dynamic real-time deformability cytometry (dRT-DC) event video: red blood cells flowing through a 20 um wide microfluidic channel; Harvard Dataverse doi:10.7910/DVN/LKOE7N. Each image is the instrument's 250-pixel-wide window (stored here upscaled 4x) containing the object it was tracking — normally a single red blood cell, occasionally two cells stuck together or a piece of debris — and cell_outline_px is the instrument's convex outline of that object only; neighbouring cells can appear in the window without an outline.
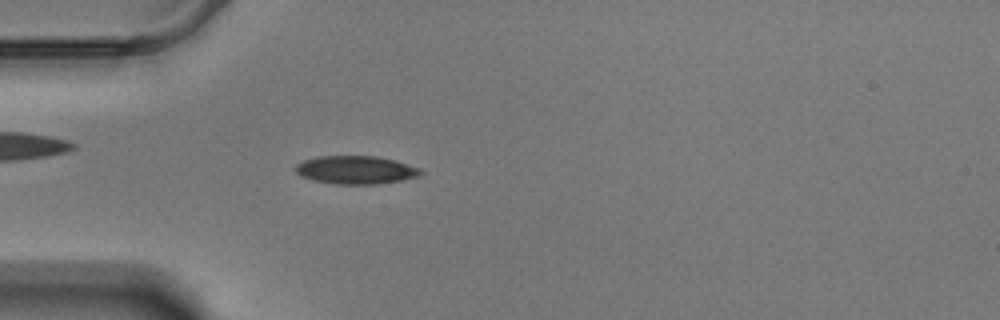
{"species": "Egyptian fruit bat (a non-hibernating species)", "species_latin": "Rousettus aegyptiacus", "temperature_condition": "warm", "stored_images_in_passage": 58, "camera_frame_rate_fps": 3000, "um_per_image_px": 0.085, "animal": {"sex": "male"}, "frame": {"image": 1, "passage_image": 17, "time_ms": 5.333, "image_size_px": [1000, 320], "cell_outline_px": [[424, 172], [416, 176], [400, 180], [376, 184], [336, 184], [312, 180], [300, 176], [296, 172], [296, 164], [304, 160], [316, 156], [376, 156], [396, 160], [420, 168]], "centroid_in_image_um": [30.22, 14.43], "position_along_channel_um": 54.8, "area_um2": 20.52}}
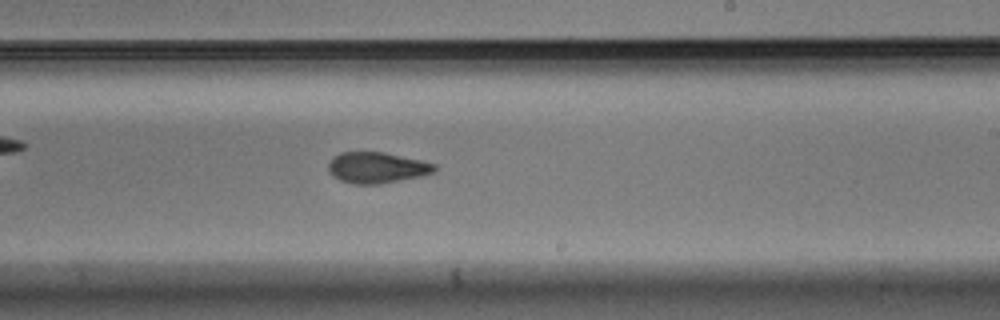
{"frame": {"image": 2, "passage_image": 35, "time_ms": 11.333, "image_size_px": [1000, 320], "cell_outline_px": [[436, 172], [424, 176], [380, 184], [352, 184], [340, 180], [332, 176], [328, 172], [328, 164], [332, 156], [340, 152], [384, 152], [424, 160], [436, 164]], "centroid_in_image_um": [32.05, 14.25], "position_along_channel_um": 256.9, "area_um2": 19.65}}
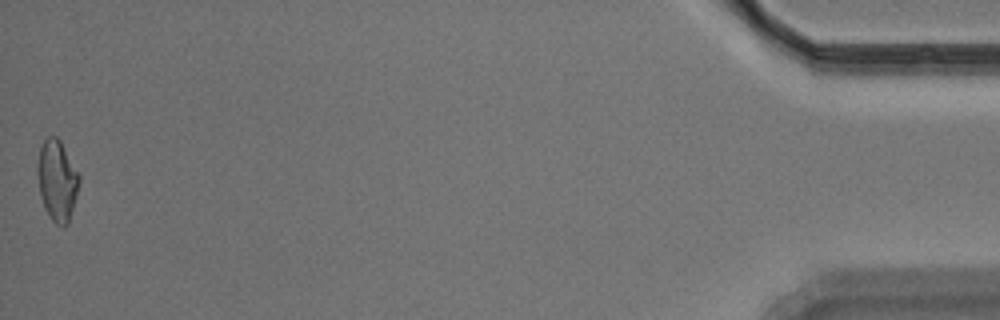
{"frame": {"image": 3, "passage_image": 58, "time_ms": 19.0, "image_size_px": [1000, 320], "cell_outline_px": [[80, 180], [76, 196], [68, 224], [64, 228], [56, 224], [52, 220], [44, 208], [40, 192], [36, 172], [36, 168], [40, 148], [44, 140], [48, 136], [56, 136], [60, 140], [80, 176]], "centroid_in_image_um": [4.84, 15.35], "position_along_channel_um": 430.4, "area_um2": 19.59}, "authors_computed_cell_mechanics": {"area_um2": 19.3919, "velocity_mm_per_s": 3.4815, "shape_relaxation_time_tau1_ms": 3.6401, "shape_relaxation_time_tau2_ms": 2.4891, "deformation_change_tau1": 0.1118, "deformation_change_tau2": 0.0769}}